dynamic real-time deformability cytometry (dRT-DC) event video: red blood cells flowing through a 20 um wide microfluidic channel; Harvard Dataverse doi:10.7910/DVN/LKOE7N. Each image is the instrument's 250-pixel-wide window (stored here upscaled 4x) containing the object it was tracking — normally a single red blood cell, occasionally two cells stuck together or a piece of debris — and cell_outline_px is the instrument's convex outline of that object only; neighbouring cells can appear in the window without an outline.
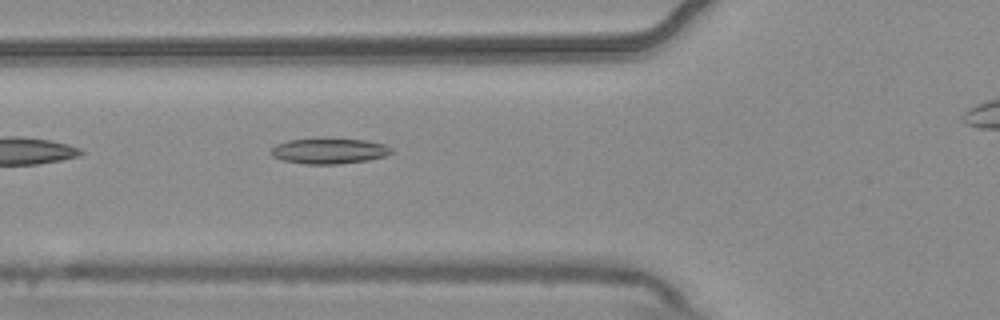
{"species": "common noctule bat (a hibernating species)", "species_latin": "Nyctalus noctula", "temperature_condition": "warm", "stored_images_in_passage": 7, "camera_frame_rate_fps": 3000, "um_per_image_px": 0.085, "animal": {"sex": "male", "body_mass_g": 20.4}, "frame": {"image": 1, "passage_image": 6, "time_ms": 1.667, "image_size_px": [1000, 320], "cell_outline_px": [[392, 152], [384, 156], [368, 160], [340, 164], [304, 164], [280, 160], [272, 156], [268, 152], [276, 144], [288, 140], [364, 140], [384, 144], [392, 148]], "centroid_in_image_um": [27.93, 12.86], "position_along_channel_um": 97.9, "area_um2": 17.57}}